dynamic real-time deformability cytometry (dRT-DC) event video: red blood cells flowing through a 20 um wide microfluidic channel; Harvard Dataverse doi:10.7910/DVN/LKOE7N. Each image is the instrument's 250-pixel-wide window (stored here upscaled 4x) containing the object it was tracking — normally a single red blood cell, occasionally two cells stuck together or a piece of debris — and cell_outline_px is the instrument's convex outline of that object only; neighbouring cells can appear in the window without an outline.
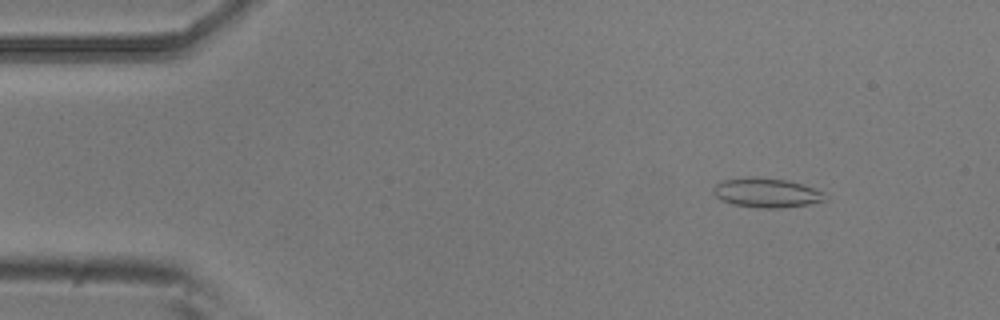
{"species": "common noctule bat (a hibernating species)", "species_latin": "Nyctalus noctula", "temperature_condition": "room temperature", "stored_images_in_passage": 6, "camera_frame_rate_fps": 3000, "um_per_image_px": 0.085, "animal": {"sex": "male", "body_mass_g": 20.5, "forearm_length_mm": 52.5}, "frame": {"image": 1, "passage_image": 2, "time_ms": 0.333, "image_size_px": [1000, 320], "cell_outline_px": [[828, 200], [808, 204], [780, 208], [760, 208], [732, 204], [720, 200], [712, 192], [712, 188], [716, 184], [724, 180], [752, 176], [756, 176], [788, 180], [804, 184], [824, 192]], "centroid_in_image_um": [65.16, 16.38], "position_along_channel_um": 19.8, "area_um2": 19.42}}
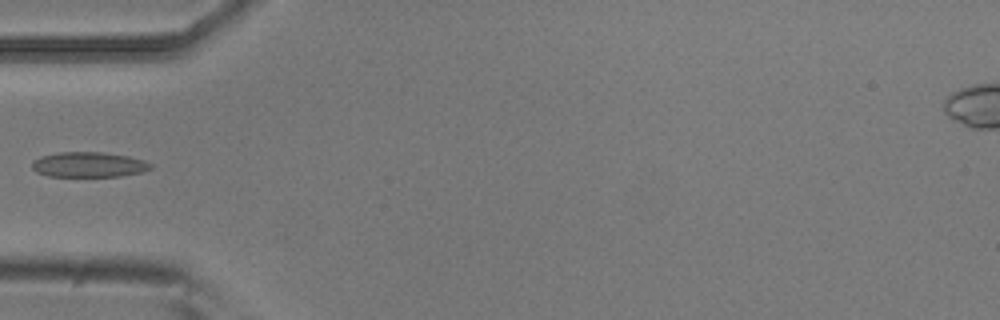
{"frame": {"image": 2, "passage_image": 5, "time_ms": 1.333, "image_size_px": [1000, 320], "cell_outline_px": [[152, 168], [144, 172], [120, 176], [48, 176], [36, 172], [32, 168], [32, 160], [40, 156], [60, 152], [100, 152], [128, 156], [144, 160], [152, 164]], "centroid_in_image_um": [7.54, 13.99], "position_along_channel_um": 77.5, "area_um2": 17.46}}
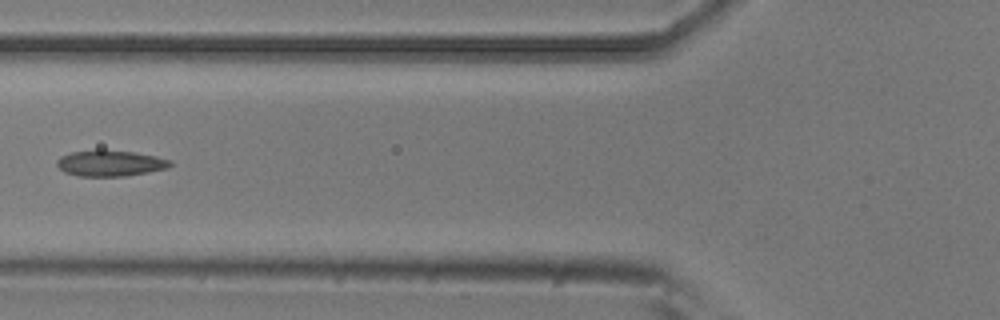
{"frame": {"image": 3, "passage_image": 6, "time_ms": 1.667, "image_size_px": [1000, 320], "cell_outline_px": [[172, 164], [168, 168], [148, 172], [124, 176], [80, 176], [64, 172], [56, 164], [56, 160], [60, 156], [72, 152], [96, 148], [132, 152], [156, 156], [172, 160]], "centroid_in_image_um": [9.35, 13.85], "position_along_channel_um": 116.4, "area_um2": 17.4}}